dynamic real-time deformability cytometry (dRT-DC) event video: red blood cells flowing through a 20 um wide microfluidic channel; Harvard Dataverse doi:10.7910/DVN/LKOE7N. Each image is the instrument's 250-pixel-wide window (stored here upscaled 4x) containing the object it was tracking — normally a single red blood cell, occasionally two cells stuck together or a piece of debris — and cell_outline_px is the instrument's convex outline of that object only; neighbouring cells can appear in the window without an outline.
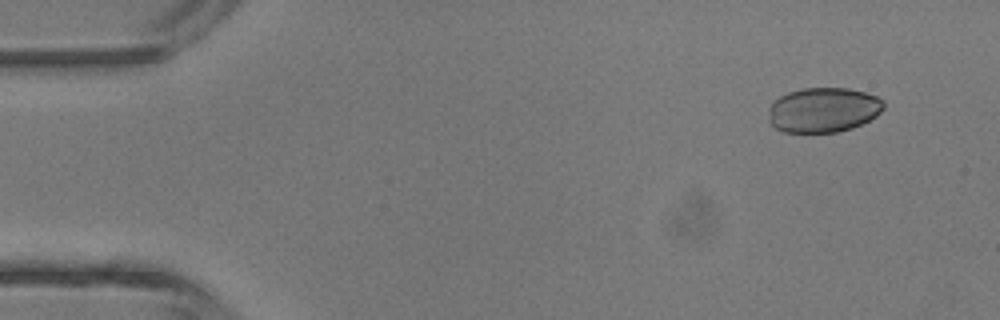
{"species": "common noctule bat (a hibernating species)", "species_latin": "Nyctalus noctula", "temperature_condition": "room temperature", "stored_images_in_passage": 5, "segment_of_instrument_passage": [2, 2], "camera_frame_rate_fps": 3000, "um_per_image_px": 0.085, "animal": {"sex": "male", "body_mass_g": 13.3}, "frame": {"image": 1, "passage_image": 5, "time_ms": 5.667, "image_size_px": [1000, 320], "cell_outline_px": [[884, 108], [876, 116], [852, 128], [836, 132], [784, 132], [776, 128], [768, 120], [768, 108], [780, 96], [788, 92], [800, 88], [848, 88], [864, 92], [876, 96], [884, 100]], "centroid_in_image_um": [69.97, 9.34], "position_along_channel_um": 15.0, "area_um2": 30.11}}